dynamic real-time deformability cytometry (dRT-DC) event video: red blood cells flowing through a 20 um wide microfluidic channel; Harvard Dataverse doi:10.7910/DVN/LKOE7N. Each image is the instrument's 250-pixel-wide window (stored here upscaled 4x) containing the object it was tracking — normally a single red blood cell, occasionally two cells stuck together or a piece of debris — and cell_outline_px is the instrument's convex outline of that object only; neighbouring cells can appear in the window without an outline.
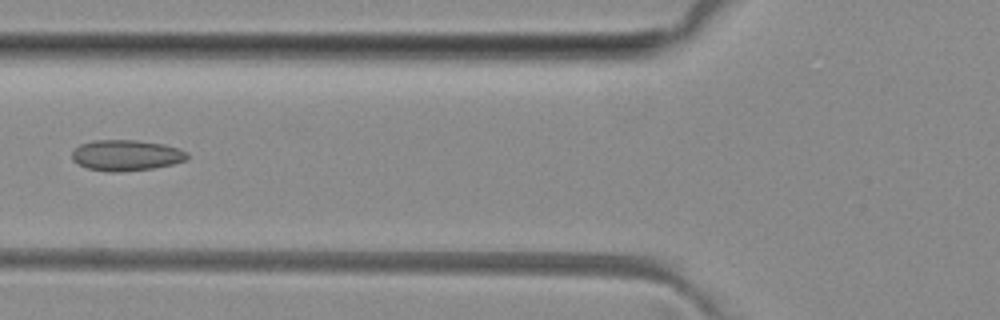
{"species": "common noctule bat (a hibernating species)", "species_latin": "Nyctalus noctula", "temperature_condition": "room temperature", "stored_images_in_passage": 6, "camera_frame_rate_fps": 3000, "um_per_image_px": 0.085, "animal": {"sex": "female", "body_mass_g": 29.2, "forearm_length_mm": 56.3}, "frame": {"image": 1, "passage_image": 6, "time_ms": 6.0, "image_size_px": [1000, 320], "cell_outline_px": [[188, 156], [184, 160], [172, 164], [152, 168], [116, 172], [108, 172], [88, 168], [76, 164], [72, 160], [72, 152], [80, 144], [92, 140], [136, 140], [164, 144], [180, 148], [188, 152]], "centroid_in_image_um": [10.7, 13.19], "position_along_channel_um": 115.1, "area_um2": 20.75}}